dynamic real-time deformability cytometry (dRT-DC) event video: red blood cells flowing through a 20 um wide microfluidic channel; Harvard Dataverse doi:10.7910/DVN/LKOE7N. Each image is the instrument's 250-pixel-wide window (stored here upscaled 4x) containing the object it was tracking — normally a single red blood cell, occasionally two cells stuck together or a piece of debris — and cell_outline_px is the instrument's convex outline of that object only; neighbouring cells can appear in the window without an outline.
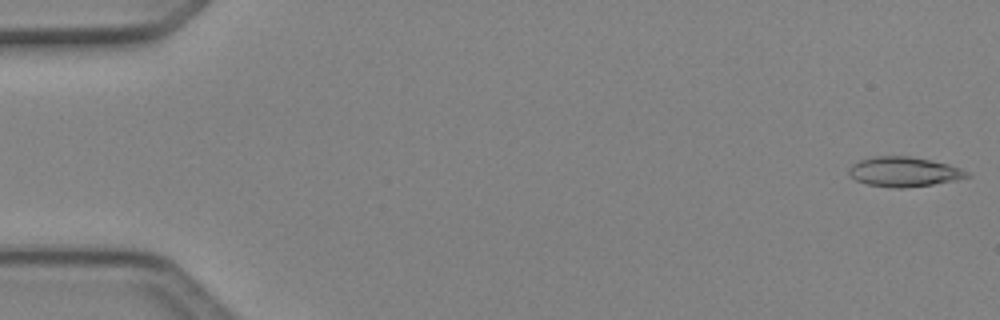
{"species": "Egyptian fruit bat (a non-hibernating species)", "species_latin": "Rousettus aegyptiacus", "temperature_condition": "cold", "stored_images_in_passage": 5, "camera_frame_rate_fps": 3000, "um_per_image_px": 0.085, "animal": {"sex": "female"}, "frame": {"image": 1, "passage_image": 1, "time_ms": 0.0, "image_size_px": [1000, 320], "cell_outline_px": [[972, 176], [956, 180], [932, 184], [904, 188], [892, 188], [868, 184], [856, 180], [848, 176], [848, 168], [852, 164], [860, 160], [872, 156], [912, 156], [948, 164], [960, 168], [968, 172]], "centroid_in_image_um": [76.81, 14.6], "position_along_channel_um": 8.2, "area_um2": 20.58}}
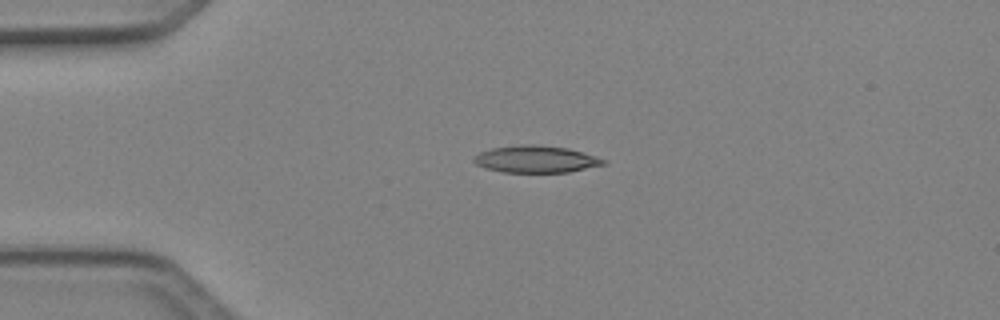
{"frame": {"image": 2, "passage_image": 4, "time_ms": 1.0, "image_size_px": [1000, 320], "cell_outline_px": [[608, 164], [568, 172], [504, 172], [488, 168], [476, 164], [472, 160], [480, 152], [492, 148], [528, 144], [532, 144], [568, 148], [584, 152], [596, 156], [604, 160]], "centroid_in_image_um": [45.6, 13.53], "position_along_channel_um": 39.4, "area_um2": 20.17}}